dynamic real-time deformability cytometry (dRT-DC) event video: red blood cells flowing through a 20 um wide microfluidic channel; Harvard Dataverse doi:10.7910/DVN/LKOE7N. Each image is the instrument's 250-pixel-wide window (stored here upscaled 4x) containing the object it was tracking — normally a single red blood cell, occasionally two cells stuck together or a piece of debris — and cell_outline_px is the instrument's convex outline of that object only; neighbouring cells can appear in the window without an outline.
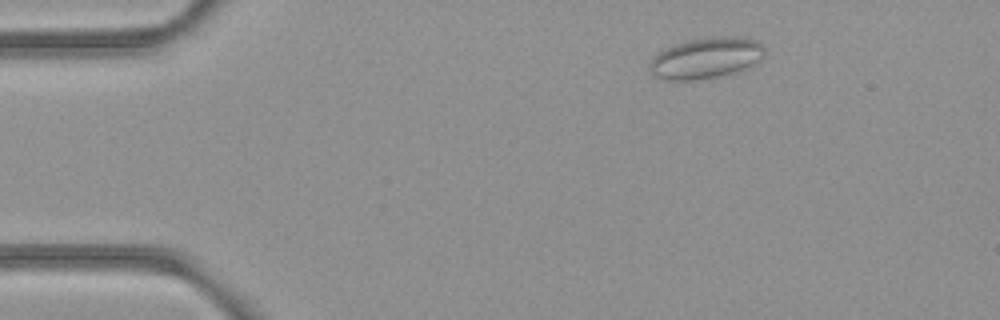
{"species": "common noctule bat (a hibernating species)", "species_latin": "Nyctalus noctula", "temperature_condition": "room temperature", "stored_images_in_passage": 49, "camera_frame_rate_fps": 3000, "um_per_image_px": 0.085, "animal": {"sex": "female", "body_mass_g": 21.9}, "frame": {"image": 1, "passage_image": 4, "time_ms": 1.0, "image_size_px": [1000, 320], "cell_outline_px": [[764, 56], [752, 68], [716, 76], [696, 80], [660, 80], [648, 68], [648, 64], [660, 52], [676, 44], [688, 40], [724, 36], [732, 36], [756, 40], [764, 48]], "centroid_in_image_um": [60.04, 4.95], "position_along_channel_um": 25.0, "area_um2": 27.28}}
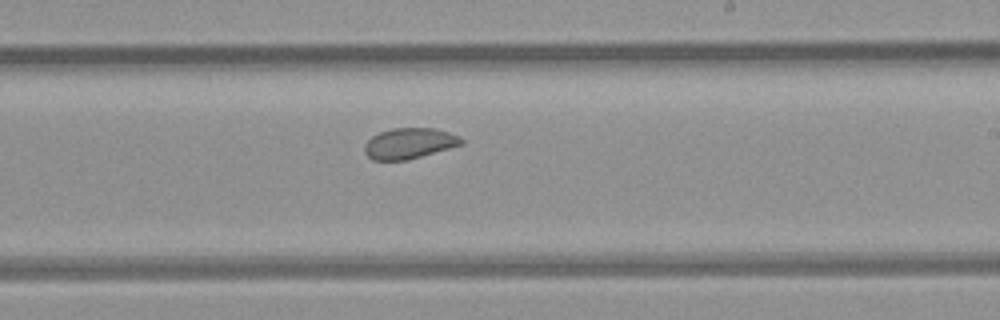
{"frame": {"image": 2, "passage_image": 27, "time_ms": 8.667, "image_size_px": [1000, 320], "cell_outline_px": [[464, 144], [408, 160], [372, 160], [364, 152], [364, 144], [372, 136], [380, 132], [392, 128], [436, 128], [460, 136], [464, 140]], "centroid_in_image_um": [34.8, 12.18], "position_along_channel_um": 254.2, "area_um2": 17.46}}
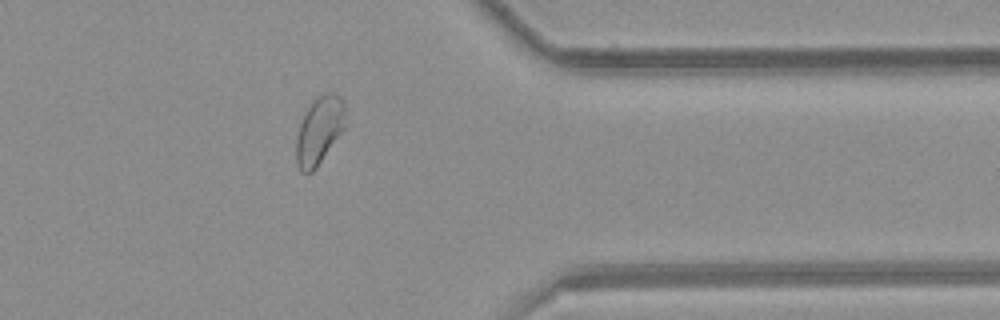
{"frame": {"image": 3, "passage_image": 38, "time_ms": 12.333, "image_size_px": [1000, 320], "cell_outline_px": [[344, 128], [316, 168], [312, 172], [304, 172], [300, 168], [296, 160], [296, 136], [304, 112], [312, 100], [316, 96], [324, 92], [332, 92], [340, 96], [344, 100]], "centroid_in_image_um": [27.12, 11.03], "position_along_channel_um": 384.3, "area_um2": 19.31}}